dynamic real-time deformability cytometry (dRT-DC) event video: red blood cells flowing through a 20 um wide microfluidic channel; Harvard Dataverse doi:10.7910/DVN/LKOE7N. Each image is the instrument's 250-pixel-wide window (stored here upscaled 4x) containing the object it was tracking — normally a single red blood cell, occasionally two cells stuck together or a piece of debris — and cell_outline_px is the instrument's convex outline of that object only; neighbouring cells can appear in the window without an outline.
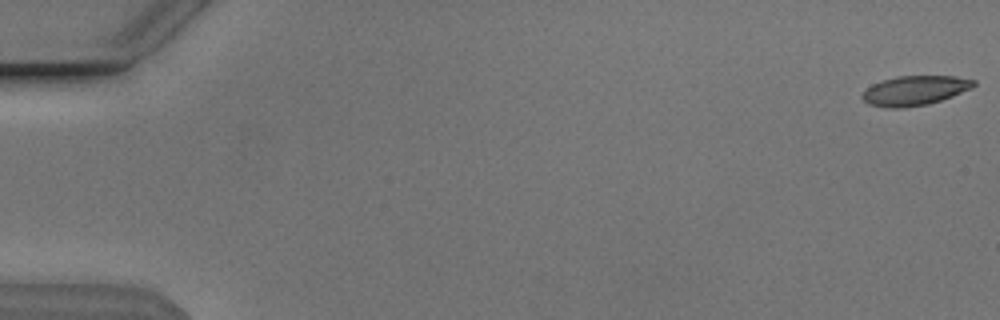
{"species": "Egyptian fruit bat (a non-hibernating species)", "species_latin": "Rousettus aegyptiacus", "temperature_condition": "cold", "stored_images_in_passage": 14, "camera_frame_rate_fps": 3000, "um_per_image_px": 0.085, "animal": {"sex": "male"}, "frame": {"image": 1, "passage_image": 1, "time_ms": 0.0, "image_size_px": [1000, 320], "cell_outline_px": [[976, 84], [972, 88], [952, 96], [928, 104], [904, 108], [888, 108], [868, 104], [860, 96], [872, 84], [896, 76], [956, 76], [976, 80]], "centroid_in_image_um": [77.77, 7.69], "position_along_channel_um": 7.2, "area_um2": 19.19}}